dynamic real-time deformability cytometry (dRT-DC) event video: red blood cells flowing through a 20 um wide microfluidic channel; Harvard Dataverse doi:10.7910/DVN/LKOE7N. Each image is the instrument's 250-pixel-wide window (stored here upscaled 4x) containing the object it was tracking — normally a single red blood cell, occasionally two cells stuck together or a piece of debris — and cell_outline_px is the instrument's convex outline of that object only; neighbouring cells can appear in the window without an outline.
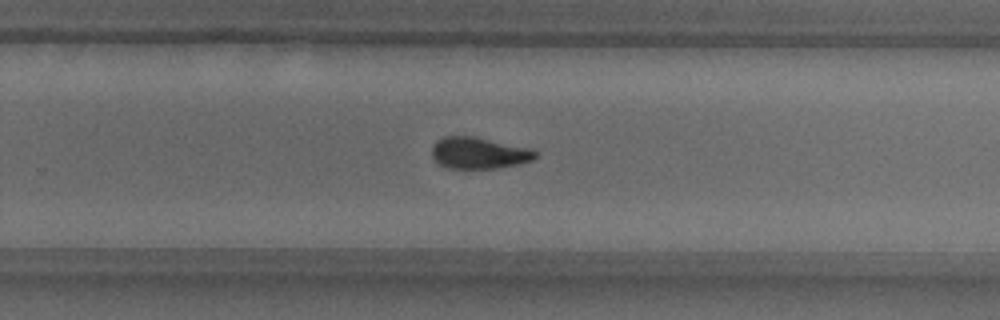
{"species": "common noctule bat (a hibernating species)", "species_latin": "Nyctalus noctula", "temperature_condition": "warm", "stored_images_in_passage": 42, "segment_of_instrument_passage": [1, 2], "camera_frame_rate_fps": 3000, "um_per_image_px": 0.085, "animal": {"sex": "male", "body_mass_g": 18.8}, "frame": {"image": 1, "passage_image": 22, "time_ms": 7.0, "image_size_px": [1000, 320], "cell_outline_px": [[536, 156], [532, 160], [516, 164], [496, 168], [448, 168], [440, 164], [432, 156], [432, 144], [436, 140], [444, 136], [472, 136], [532, 148], [536, 152]], "centroid_in_image_um": [40.68, 12.99], "position_along_channel_um": 289.1, "area_um2": 18.9}}
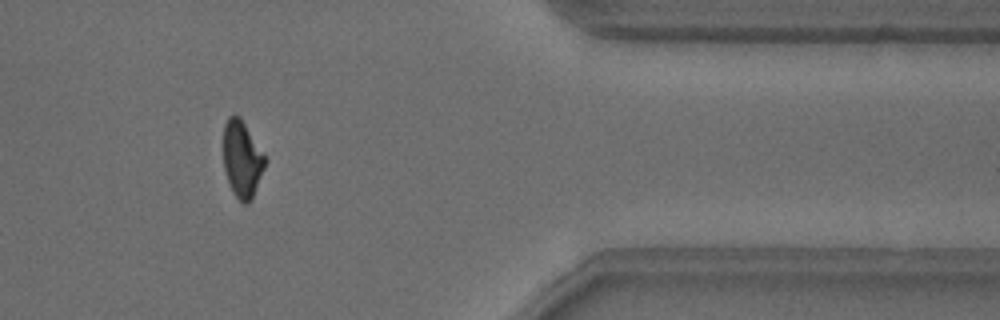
{"frame": {"image": 2, "passage_image": 32, "time_ms": 10.333, "image_size_px": [1000, 320], "cell_outline_px": [[268, 160], [252, 200], [248, 204], [244, 204], [232, 192], [228, 184], [224, 168], [224, 124], [228, 116], [240, 116]], "centroid_in_image_um": [20.59, 13.56], "position_along_channel_um": 390.8, "area_um2": 18.79}}
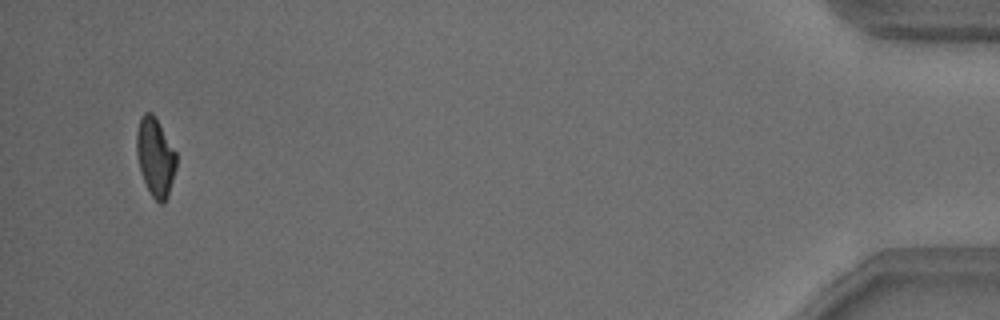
{"frame": {"image": 3, "passage_image": 39, "time_ms": 12.667, "image_size_px": [1000, 320], "cell_outline_px": [[176, 168], [168, 196], [164, 204], [160, 204], [152, 196], [144, 180], [140, 168], [136, 152], [136, 132], [140, 116], [144, 112], [152, 112], [156, 116], [176, 152]], "centroid_in_image_um": [13.2, 13.3], "position_along_channel_um": 422.0, "area_um2": 18.26}}